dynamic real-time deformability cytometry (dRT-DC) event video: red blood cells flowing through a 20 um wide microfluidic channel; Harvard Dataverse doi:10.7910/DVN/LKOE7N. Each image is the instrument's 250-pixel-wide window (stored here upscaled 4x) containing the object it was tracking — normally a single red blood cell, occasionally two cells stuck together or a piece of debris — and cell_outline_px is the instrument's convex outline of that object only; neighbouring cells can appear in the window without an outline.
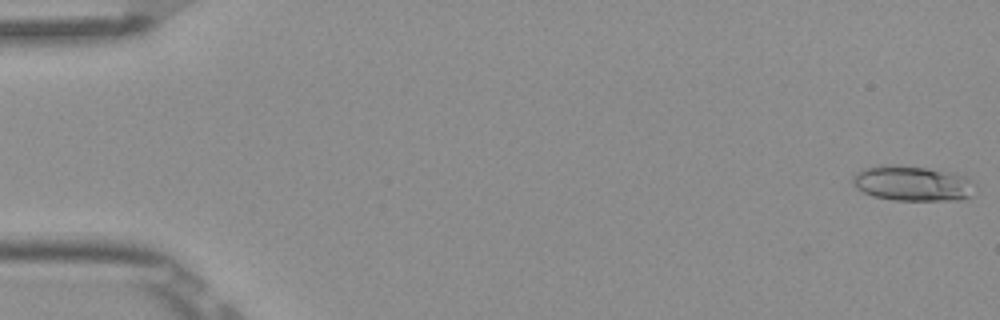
{"species": "Egyptian fruit bat (a non-hibernating species)", "species_latin": "Rousettus aegyptiacus", "temperature_condition": "room temperature", "stored_images_in_passage": 4, "camera_frame_rate_fps": 3000, "um_per_image_px": 0.085, "frame": {"image": 1, "passage_image": 1, "time_ms": 0.0, "image_size_px": [1000, 320], "cell_outline_px": [[976, 184], [972, 196], [960, 200], [892, 200], [872, 196], [856, 188], [852, 180], [852, 176], [856, 172], [864, 168], [880, 164], [896, 164], [928, 168], [948, 172], [964, 176]], "centroid_in_image_um": [77.54, 15.58], "position_along_channel_um": 7.5, "area_um2": 25.37}}